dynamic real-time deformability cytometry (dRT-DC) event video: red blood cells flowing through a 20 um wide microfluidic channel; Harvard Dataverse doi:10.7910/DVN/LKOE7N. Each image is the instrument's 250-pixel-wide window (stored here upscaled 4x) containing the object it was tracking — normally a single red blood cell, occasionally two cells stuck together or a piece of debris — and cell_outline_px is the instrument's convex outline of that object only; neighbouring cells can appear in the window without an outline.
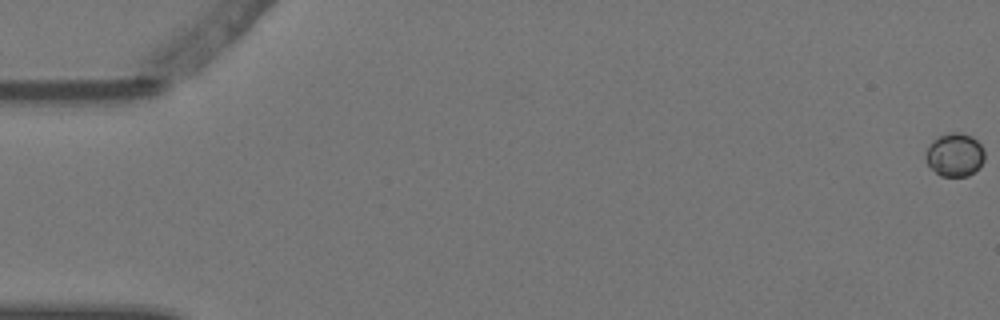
{"species": "Egyptian fruit bat (a non-hibernating species)", "species_latin": "Rousettus aegyptiacus", "temperature_condition": "warm", "stored_images_in_passage": 6, "camera_frame_rate_fps": 3000, "um_per_image_px": 0.085, "animal": {"sex": "female"}, "frame": {"image": 1, "passage_image": 1, "time_ms": 0.0, "image_size_px": [1000, 320], "cell_outline_px": [[984, 160], [980, 168], [968, 176], [940, 176], [928, 164], [928, 148], [932, 140], [940, 136], [952, 132], [960, 132], [972, 136], [980, 144], [984, 152]], "centroid_in_image_um": [81.21, 13.16], "position_along_channel_um": 3.8, "area_um2": 14.62}}
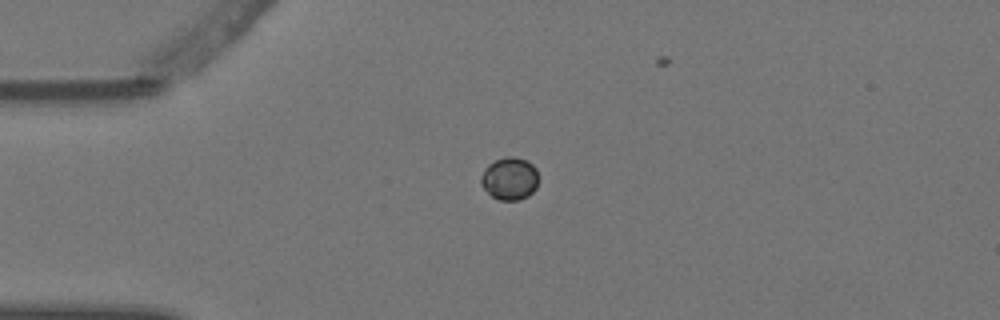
{"frame": {"image": 2, "passage_image": 5, "time_ms": 1.333, "image_size_px": [1000, 320], "cell_outline_px": [[536, 188], [528, 196], [520, 200], [500, 200], [492, 196], [480, 184], [480, 176], [488, 164], [496, 160], [508, 156], [512, 156], [528, 160], [536, 168]], "centroid_in_image_um": [43.3, 15.18], "position_along_channel_um": 41.7, "area_um2": 14.22}}